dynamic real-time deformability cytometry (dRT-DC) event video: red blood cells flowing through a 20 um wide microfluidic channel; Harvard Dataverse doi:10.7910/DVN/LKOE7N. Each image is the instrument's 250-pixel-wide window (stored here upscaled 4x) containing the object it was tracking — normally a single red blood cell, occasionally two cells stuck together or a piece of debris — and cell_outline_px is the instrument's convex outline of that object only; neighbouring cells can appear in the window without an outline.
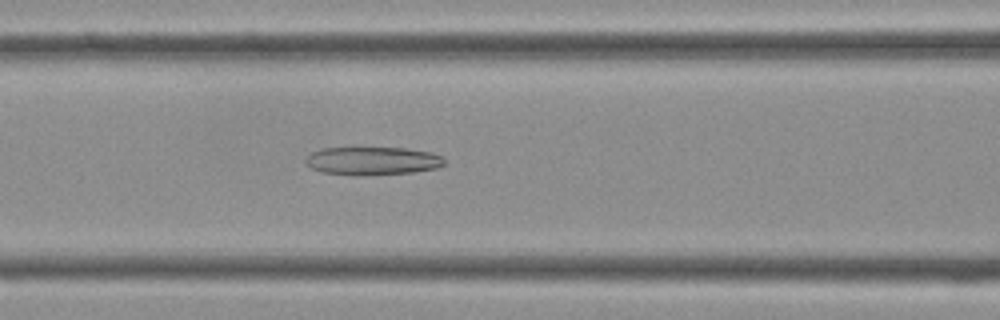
{"species": "Egyptian fruit bat (a non-hibernating species)", "species_latin": "Rousettus aegyptiacus", "temperature_condition": "cold", "stored_images_in_passage": 35, "camera_frame_rate_fps": 3000, "um_per_image_px": 0.085, "frame": {"image": 1, "passage_image": 11, "time_ms": 3.333, "image_size_px": [1000, 320], "cell_outline_px": [[444, 164], [436, 168], [412, 172], [356, 176], [352, 176], [320, 172], [312, 168], [304, 160], [312, 152], [324, 148], [352, 144], [356, 144], [408, 148], [432, 152], [444, 156]], "centroid_in_image_um": [31.63, 13.61], "position_along_channel_um": 135.0, "area_um2": 24.16}}
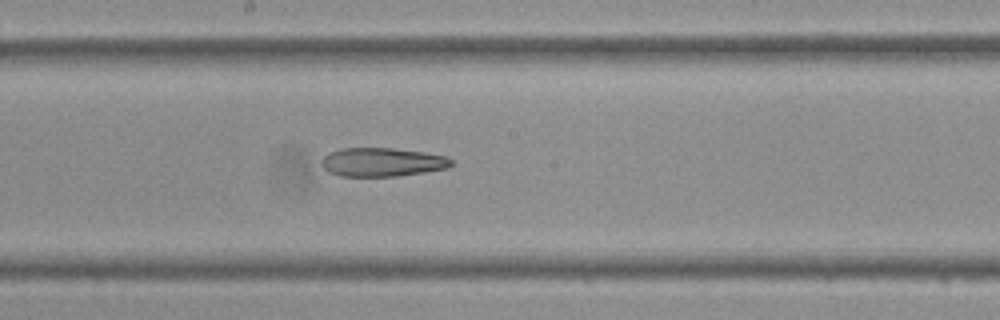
{"frame": {"image": 2, "passage_image": 16, "time_ms": 5.0, "image_size_px": [1000, 320], "cell_outline_px": [[452, 164], [448, 168], [424, 172], [396, 176], [340, 176], [328, 172], [324, 168], [324, 156], [328, 152], [340, 148], [392, 148], [424, 152], [448, 156], [452, 160]], "centroid_in_image_um": [32.51, 13.77], "position_along_channel_um": 215.7, "area_um2": 21.68}}
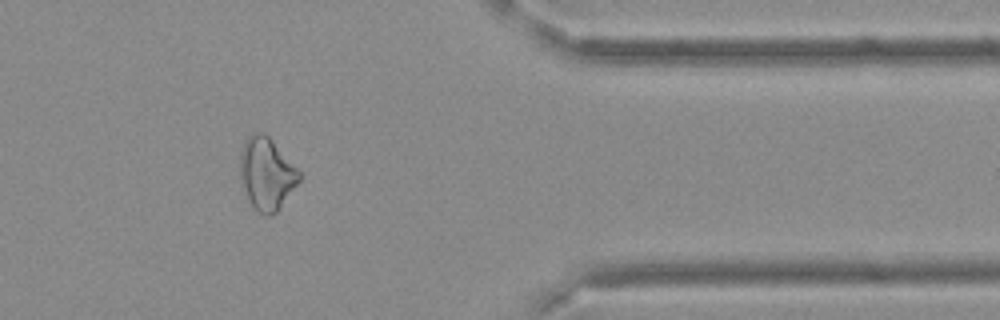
{"frame": {"image": 3, "passage_image": 28, "time_ms": 9.0, "image_size_px": [1000, 320], "cell_outline_px": [[300, 180], [276, 212], [268, 216], [264, 216], [252, 204], [248, 196], [240, 176], [240, 156], [244, 144], [248, 136], [252, 132], [264, 132], [268, 136], [300, 172]], "centroid_in_image_um": [22.66, 14.74], "position_along_channel_um": 388.7, "area_um2": 24.16}}